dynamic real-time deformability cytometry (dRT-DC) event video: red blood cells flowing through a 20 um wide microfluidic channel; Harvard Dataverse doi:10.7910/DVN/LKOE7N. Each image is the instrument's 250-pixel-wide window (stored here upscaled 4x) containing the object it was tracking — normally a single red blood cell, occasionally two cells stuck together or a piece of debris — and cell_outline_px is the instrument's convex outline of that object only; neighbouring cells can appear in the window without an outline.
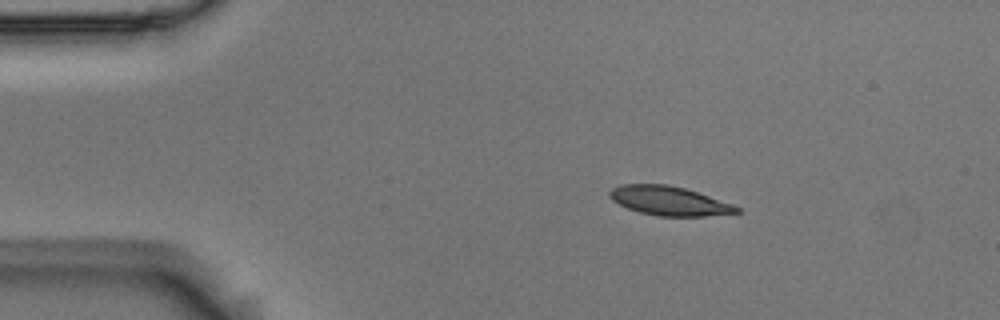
{"species": "Egyptian fruit bat (a non-hibernating species)", "species_latin": "Rousettus aegyptiacus", "temperature_condition": "room temperature", "stored_images_in_passage": 3, "camera_frame_rate_fps": 3000, "um_per_image_px": 0.085, "animal": {"sex": "male"}, "frame": {"image": 1, "passage_image": 2, "time_ms": 0.333, "image_size_px": [1000, 320], "cell_outline_px": [[740, 212], [704, 216], [660, 216], [640, 212], [628, 208], [612, 200], [608, 196], [608, 192], [612, 188], [620, 184], [668, 184], [684, 188], [732, 204], [740, 208]], "centroid_in_image_um": [56.83, 17.06], "position_along_channel_um": 28.2, "area_um2": 21.33}}